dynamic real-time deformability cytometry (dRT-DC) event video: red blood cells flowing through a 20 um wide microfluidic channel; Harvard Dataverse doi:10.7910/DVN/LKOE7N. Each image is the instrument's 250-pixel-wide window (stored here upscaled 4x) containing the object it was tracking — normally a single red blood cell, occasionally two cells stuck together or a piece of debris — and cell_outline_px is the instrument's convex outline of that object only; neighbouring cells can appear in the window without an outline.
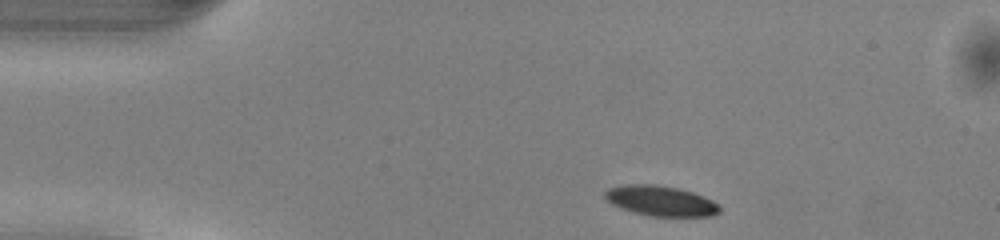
{"species": "common noctule bat (a hibernating species)", "species_latin": "Nyctalus noctula", "temperature_condition": "warm", "stored_images_in_passage": 42, "camera_frame_rate_fps": 3000, "um_per_image_px": 0.085, "animal": {"sex": "male", "body_mass_g": 13.0, "forearm_length_mm": 53.1}, "frame": {"image": 1, "passage_image": 1, "time_ms": 0.0, "image_size_px": [1000, 240], "cell_outline_px": [[720, 212], [712, 216], [652, 216], [636, 212], [612, 204], [604, 196], [604, 192], [608, 188], [624, 184], [656, 184], [680, 188], [704, 196], [720, 204]], "centroid_in_image_um": [56.2, 17.05], "position_along_channel_um": 28.8, "area_um2": 20.17}}
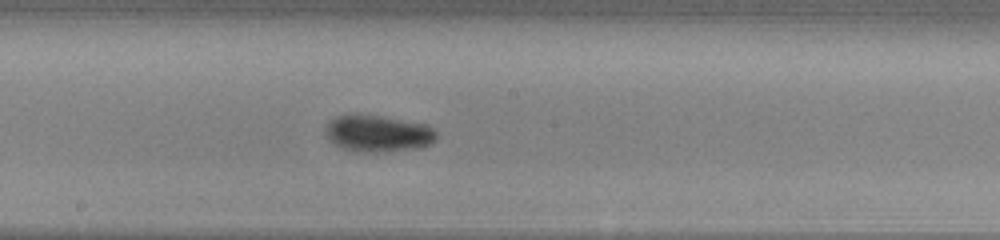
{"frame": {"image": 2, "passage_image": 19, "time_ms": 6.0, "image_size_px": [1000, 240], "cell_outline_px": [[436, 140], [420, 148], [376, 152], [356, 152], [340, 148], [328, 136], [324, 128], [336, 116], [376, 116], [424, 124], [432, 128], [436, 132]], "centroid_in_image_um": [32.14, 11.38], "position_along_channel_um": 216.1, "area_um2": 23.0}}
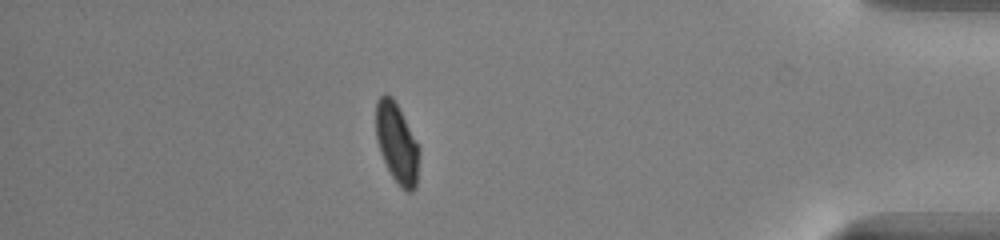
{"frame": {"image": 3, "passage_image": 36, "time_ms": 11.667, "image_size_px": [1000, 240], "cell_outline_px": [[420, 152], [416, 188], [412, 192], [408, 192], [400, 188], [392, 176], [380, 152], [376, 140], [376, 100], [384, 92], [392, 96], [400, 108], [420, 148]], "centroid_in_image_um": [33.74, 12.16], "position_along_channel_um": 401.5, "area_um2": 20.52}, "authors_computed_cell_mechanics": {"area_um2": 20.9525, "velocity_mm_per_s": 4.0726, "shape_relaxation_time_tau1_ms": 3.4074, "shape_relaxation_time_tau2_ms": null, "deformation_change_tau1": 0.1117, "deformation_change_tau2": null}}